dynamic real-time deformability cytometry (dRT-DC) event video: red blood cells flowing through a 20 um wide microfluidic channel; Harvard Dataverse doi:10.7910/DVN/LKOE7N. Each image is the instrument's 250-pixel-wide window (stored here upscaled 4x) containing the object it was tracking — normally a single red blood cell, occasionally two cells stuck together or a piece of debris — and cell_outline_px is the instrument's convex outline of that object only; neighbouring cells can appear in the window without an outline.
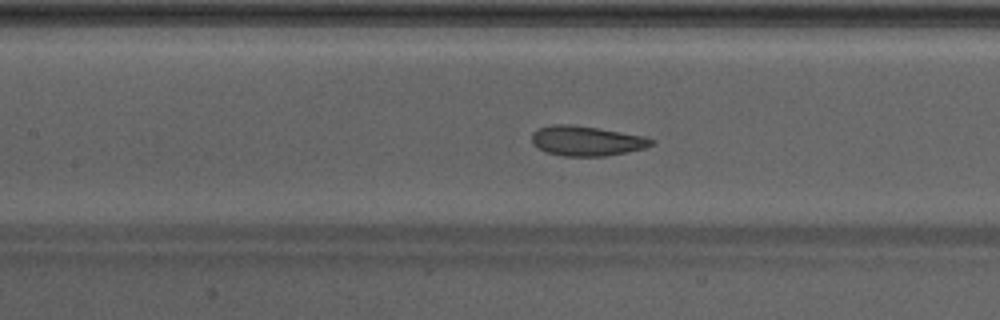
{"species": "Egyptian fruit bat (a non-hibernating species)", "species_latin": "Rousettus aegyptiacus", "temperature_condition": "warm", "stored_images_in_passage": 49, "camera_frame_rate_fps": 3000, "um_per_image_px": 0.085, "animal": {"sex": "male"}, "frame": {"image": 1, "passage_image": 22, "time_ms": 7.0, "image_size_px": [1000, 320], "cell_outline_px": [[656, 144], [644, 148], [628, 152], [604, 156], [560, 156], [544, 152], [532, 144], [532, 132], [540, 128], [552, 124], [572, 124], [644, 136], [656, 140]], "centroid_in_image_um": [49.85, 11.98], "position_along_channel_um": 157.6, "area_um2": 20.98}}
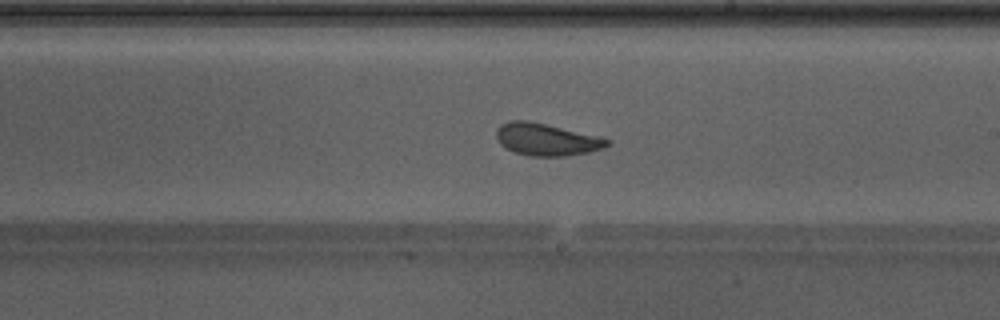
{"frame": {"image": 2, "passage_image": 28, "time_ms": 9.0, "image_size_px": [1000, 320], "cell_outline_px": [[612, 140], [604, 148], [588, 152], [564, 156], [528, 156], [516, 152], [500, 144], [496, 136], [496, 128], [500, 124], [508, 120], [528, 120], [600, 136]], "centroid_in_image_um": [46.45, 11.84], "position_along_channel_um": 242.6, "area_um2": 20.87}}
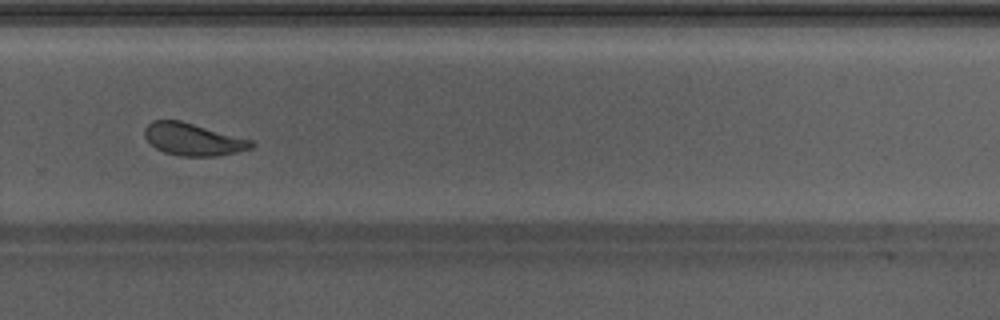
{"frame": {"image": 3, "passage_image": 33, "time_ms": 10.667, "image_size_px": [1000, 320], "cell_outline_px": [[256, 144], [252, 148], [236, 152], [216, 156], [180, 156], [164, 152], [156, 148], [144, 136], [144, 128], [152, 120], [180, 120], [252, 140]], "centroid_in_image_um": [16.4, 11.84], "position_along_channel_um": 313.4, "area_um2": 20.0}, "authors_computed_cell_mechanics": {"area_um2": 21.3282, "velocity_mm_per_s": 4.2686, "shape_relaxation_time_tau1_ms": 3.2417, "shape_relaxation_time_tau2_ms": 0.7423, "deformation_change_tau1": 0.1205, "deformation_change_tau2": 0.0541}}